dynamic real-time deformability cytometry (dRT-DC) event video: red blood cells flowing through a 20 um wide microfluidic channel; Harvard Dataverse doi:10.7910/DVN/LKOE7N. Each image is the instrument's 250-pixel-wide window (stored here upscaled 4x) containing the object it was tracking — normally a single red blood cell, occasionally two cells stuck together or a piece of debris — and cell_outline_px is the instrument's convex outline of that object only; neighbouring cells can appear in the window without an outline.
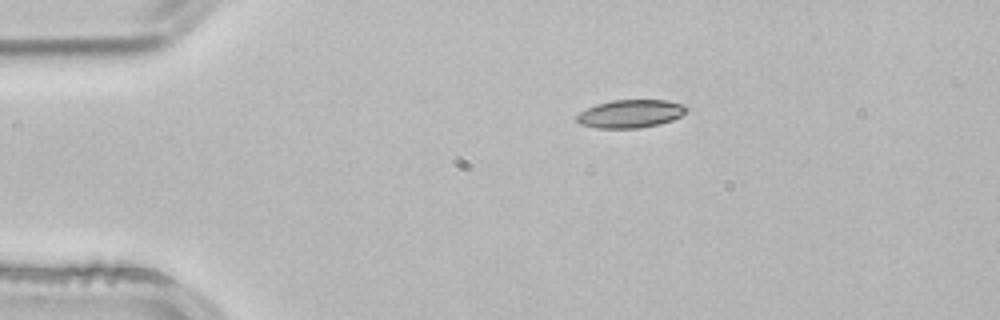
{"species": "common noctule bat (a hibernating species)", "species_latin": "Nyctalus noctula", "temperature_condition": "room temperature", "stored_images_in_passage": 2, "camera_frame_rate_fps": 3000, "um_per_image_px": 0.085, "animal": {"sex": "male", "body_mass_g": 21.5, "forearm_length_mm": 52.0}, "frame": {"image": 1, "passage_image": 1, "time_ms": 0.0, "image_size_px": [1000, 320], "cell_outline_px": [[688, 112], [672, 120], [660, 124], [640, 128], [596, 128], [580, 124], [576, 120], [576, 116], [580, 112], [596, 104], [612, 100], [668, 100], [684, 104], [688, 108]], "centroid_in_image_um": [53.62, 9.66], "position_along_channel_um": 31.4, "area_um2": 18.09}}